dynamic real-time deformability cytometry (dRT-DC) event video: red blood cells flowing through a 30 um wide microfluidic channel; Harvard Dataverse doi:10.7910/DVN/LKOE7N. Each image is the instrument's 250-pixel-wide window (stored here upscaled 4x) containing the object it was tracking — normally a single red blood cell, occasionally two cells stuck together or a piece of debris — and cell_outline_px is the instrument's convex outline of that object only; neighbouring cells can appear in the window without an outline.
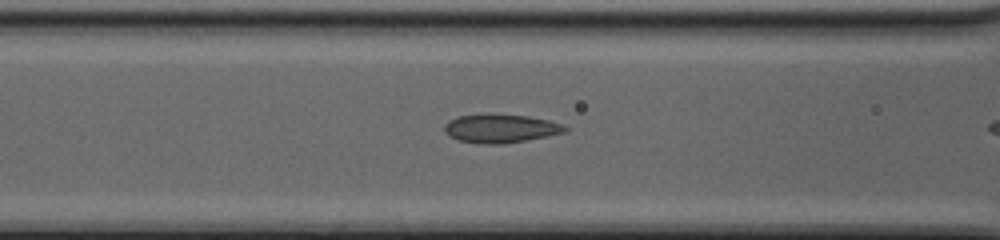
{"species": "common noctule bat (a hibernating species)", "species_latin": "Nyctalus noctula", "temperature_condition": "cold", "stored_images_in_passage": 8, "camera_frame_rate_fps": 3000, "um_per_image_px": 0.085, "animal": {"sex": "female", "body_mass_g": 20.0, "forearm_length_mm": 54.0}, "frame": {"image": 1, "passage_image": 7, "time_ms": 2.0, "image_size_px": [1000, 240], "cell_outline_px": [[568, 128], [564, 132], [548, 136], [504, 144], [480, 144], [460, 140], [448, 136], [444, 132], [444, 124], [448, 120], [456, 116], [528, 116], [548, 120], [564, 124]], "centroid_in_image_um": [42.54, 10.95], "position_along_channel_um": 124.1, "area_um2": 19.59}}